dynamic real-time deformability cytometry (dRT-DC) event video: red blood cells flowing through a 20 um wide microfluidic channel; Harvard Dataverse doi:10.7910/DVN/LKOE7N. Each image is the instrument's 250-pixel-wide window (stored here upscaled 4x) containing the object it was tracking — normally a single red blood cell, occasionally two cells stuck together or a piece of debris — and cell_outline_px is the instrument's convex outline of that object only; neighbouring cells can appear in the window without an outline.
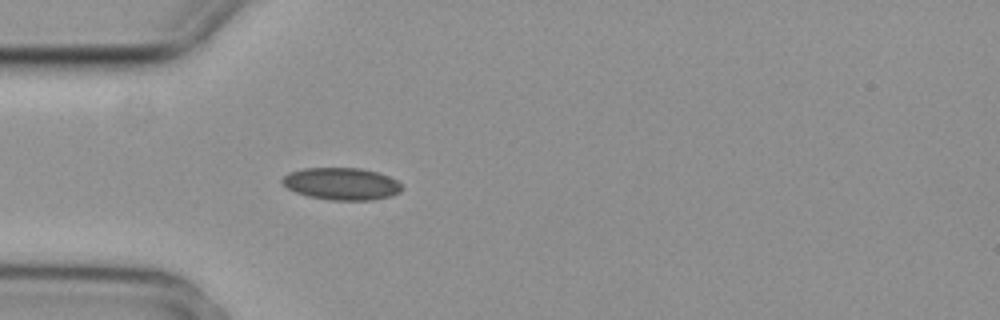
{"species": "common noctule bat (a hibernating species)", "species_latin": "Nyctalus noctula", "temperature_condition": "cold", "stored_images_in_passage": 3, "camera_frame_rate_fps": 3000, "um_per_image_px": 0.085, "animal": {"sex": "female", "body_mass_g": 29.2, "forearm_length_mm": 56.3}, "frame": {"image": 1, "passage_image": 3, "time_ms": 0.667, "image_size_px": [1000, 320], "cell_outline_px": [[404, 188], [400, 192], [392, 196], [372, 200], [328, 200], [308, 196], [296, 192], [288, 188], [280, 180], [288, 172], [304, 168], [360, 168], [376, 172], [388, 176], [396, 180]], "centroid_in_image_um": [29.04, 15.63], "position_along_channel_um": 56.0, "area_um2": 22.48}}